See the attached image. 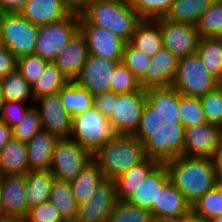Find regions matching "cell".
I'll return each instance as SVG.
<instances>
[{
  "label": "cell",
  "mask_w": 222,
  "mask_h": 222,
  "mask_svg": "<svg viewBox=\"0 0 222 222\" xmlns=\"http://www.w3.org/2000/svg\"><path fill=\"white\" fill-rule=\"evenodd\" d=\"M191 211V204L168 179L158 190L157 204L150 210L154 221L177 218Z\"/></svg>",
  "instance_id": "19"
},
{
  "label": "cell",
  "mask_w": 222,
  "mask_h": 222,
  "mask_svg": "<svg viewBox=\"0 0 222 222\" xmlns=\"http://www.w3.org/2000/svg\"><path fill=\"white\" fill-rule=\"evenodd\" d=\"M179 105L180 93L172 86L146 90V103L133 136L144 143L147 157L159 163L182 156L185 128Z\"/></svg>",
  "instance_id": "1"
},
{
  "label": "cell",
  "mask_w": 222,
  "mask_h": 222,
  "mask_svg": "<svg viewBox=\"0 0 222 222\" xmlns=\"http://www.w3.org/2000/svg\"><path fill=\"white\" fill-rule=\"evenodd\" d=\"M49 201L54 204L64 221L74 222L78 203L73 196L70 182L55 179L51 186Z\"/></svg>",
  "instance_id": "31"
},
{
  "label": "cell",
  "mask_w": 222,
  "mask_h": 222,
  "mask_svg": "<svg viewBox=\"0 0 222 222\" xmlns=\"http://www.w3.org/2000/svg\"><path fill=\"white\" fill-rule=\"evenodd\" d=\"M80 14L71 12L66 18L39 26L34 54L53 62L79 30Z\"/></svg>",
  "instance_id": "8"
},
{
  "label": "cell",
  "mask_w": 222,
  "mask_h": 222,
  "mask_svg": "<svg viewBox=\"0 0 222 222\" xmlns=\"http://www.w3.org/2000/svg\"><path fill=\"white\" fill-rule=\"evenodd\" d=\"M12 138V128L0 120V151Z\"/></svg>",
  "instance_id": "50"
},
{
  "label": "cell",
  "mask_w": 222,
  "mask_h": 222,
  "mask_svg": "<svg viewBox=\"0 0 222 222\" xmlns=\"http://www.w3.org/2000/svg\"><path fill=\"white\" fill-rule=\"evenodd\" d=\"M26 200L29 209L49 201L55 177L50 170H29L25 174Z\"/></svg>",
  "instance_id": "26"
},
{
  "label": "cell",
  "mask_w": 222,
  "mask_h": 222,
  "mask_svg": "<svg viewBox=\"0 0 222 222\" xmlns=\"http://www.w3.org/2000/svg\"><path fill=\"white\" fill-rule=\"evenodd\" d=\"M58 140L56 135L42 129L27 142L29 170H50Z\"/></svg>",
  "instance_id": "23"
},
{
  "label": "cell",
  "mask_w": 222,
  "mask_h": 222,
  "mask_svg": "<svg viewBox=\"0 0 222 222\" xmlns=\"http://www.w3.org/2000/svg\"><path fill=\"white\" fill-rule=\"evenodd\" d=\"M210 159L215 170L217 181L219 184H222V138Z\"/></svg>",
  "instance_id": "48"
},
{
  "label": "cell",
  "mask_w": 222,
  "mask_h": 222,
  "mask_svg": "<svg viewBox=\"0 0 222 222\" xmlns=\"http://www.w3.org/2000/svg\"><path fill=\"white\" fill-rule=\"evenodd\" d=\"M146 158L144 143L133 135H115L93 154V160L108 180H115Z\"/></svg>",
  "instance_id": "5"
},
{
  "label": "cell",
  "mask_w": 222,
  "mask_h": 222,
  "mask_svg": "<svg viewBox=\"0 0 222 222\" xmlns=\"http://www.w3.org/2000/svg\"><path fill=\"white\" fill-rule=\"evenodd\" d=\"M25 105L26 103L24 104L23 102L5 101L0 114V120L5 122L11 128L17 124H20L28 109L34 104H29L28 106Z\"/></svg>",
  "instance_id": "46"
},
{
  "label": "cell",
  "mask_w": 222,
  "mask_h": 222,
  "mask_svg": "<svg viewBox=\"0 0 222 222\" xmlns=\"http://www.w3.org/2000/svg\"><path fill=\"white\" fill-rule=\"evenodd\" d=\"M18 59L4 45L0 46V79L17 70Z\"/></svg>",
  "instance_id": "47"
},
{
  "label": "cell",
  "mask_w": 222,
  "mask_h": 222,
  "mask_svg": "<svg viewBox=\"0 0 222 222\" xmlns=\"http://www.w3.org/2000/svg\"><path fill=\"white\" fill-rule=\"evenodd\" d=\"M95 0H65L66 5L72 12L81 13L87 6Z\"/></svg>",
  "instance_id": "51"
},
{
  "label": "cell",
  "mask_w": 222,
  "mask_h": 222,
  "mask_svg": "<svg viewBox=\"0 0 222 222\" xmlns=\"http://www.w3.org/2000/svg\"><path fill=\"white\" fill-rule=\"evenodd\" d=\"M175 0H129L131 7L141 19L165 17Z\"/></svg>",
  "instance_id": "41"
},
{
  "label": "cell",
  "mask_w": 222,
  "mask_h": 222,
  "mask_svg": "<svg viewBox=\"0 0 222 222\" xmlns=\"http://www.w3.org/2000/svg\"><path fill=\"white\" fill-rule=\"evenodd\" d=\"M26 222H66L62 219L57 208L50 201L29 209Z\"/></svg>",
  "instance_id": "45"
},
{
  "label": "cell",
  "mask_w": 222,
  "mask_h": 222,
  "mask_svg": "<svg viewBox=\"0 0 222 222\" xmlns=\"http://www.w3.org/2000/svg\"><path fill=\"white\" fill-rule=\"evenodd\" d=\"M197 54L206 70L222 81V49L214 37H200Z\"/></svg>",
  "instance_id": "34"
},
{
  "label": "cell",
  "mask_w": 222,
  "mask_h": 222,
  "mask_svg": "<svg viewBox=\"0 0 222 222\" xmlns=\"http://www.w3.org/2000/svg\"><path fill=\"white\" fill-rule=\"evenodd\" d=\"M155 222H182V216L177 218L160 219Z\"/></svg>",
  "instance_id": "54"
},
{
  "label": "cell",
  "mask_w": 222,
  "mask_h": 222,
  "mask_svg": "<svg viewBox=\"0 0 222 222\" xmlns=\"http://www.w3.org/2000/svg\"><path fill=\"white\" fill-rule=\"evenodd\" d=\"M216 0H175L166 20L196 25L200 17L210 8Z\"/></svg>",
  "instance_id": "28"
},
{
  "label": "cell",
  "mask_w": 222,
  "mask_h": 222,
  "mask_svg": "<svg viewBox=\"0 0 222 222\" xmlns=\"http://www.w3.org/2000/svg\"><path fill=\"white\" fill-rule=\"evenodd\" d=\"M142 90L138 78L122 63H117L111 80V92L129 94Z\"/></svg>",
  "instance_id": "38"
},
{
  "label": "cell",
  "mask_w": 222,
  "mask_h": 222,
  "mask_svg": "<svg viewBox=\"0 0 222 222\" xmlns=\"http://www.w3.org/2000/svg\"><path fill=\"white\" fill-rule=\"evenodd\" d=\"M218 83L219 81L206 70L197 52L179 58L172 87L182 95L202 97L215 90Z\"/></svg>",
  "instance_id": "7"
},
{
  "label": "cell",
  "mask_w": 222,
  "mask_h": 222,
  "mask_svg": "<svg viewBox=\"0 0 222 222\" xmlns=\"http://www.w3.org/2000/svg\"><path fill=\"white\" fill-rule=\"evenodd\" d=\"M200 102L209 123L222 128V92L217 87L200 97Z\"/></svg>",
  "instance_id": "44"
},
{
  "label": "cell",
  "mask_w": 222,
  "mask_h": 222,
  "mask_svg": "<svg viewBox=\"0 0 222 222\" xmlns=\"http://www.w3.org/2000/svg\"><path fill=\"white\" fill-rule=\"evenodd\" d=\"M39 26L20 13H4L1 18V42L18 59L34 54Z\"/></svg>",
  "instance_id": "9"
},
{
  "label": "cell",
  "mask_w": 222,
  "mask_h": 222,
  "mask_svg": "<svg viewBox=\"0 0 222 222\" xmlns=\"http://www.w3.org/2000/svg\"><path fill=\"white\" fill-rule=\"evenodd\" d=\"M115 135L109 119L92 107L73 117L69 138L94 154Z\"/></svg>",
  "instance_id": "6"
},
{
  "label": "cell",
  "mask_w": 222,
  "mask_h": 222,
  "mask_svg": "<svg viewBox=\"0 0 222 222\" xmlns=\"http://www.w3.org/2000/svg\"><path fill=\"white\" fill-rule=\"evenodd\" d=\"M47 63L48 61L39 55L30 54L18 58L17 69L24 79L32 85L41 77Z\"/></svg>",
  "instance_id": "43"
},
{
  "label": "cell",
  "mask_w": 222,
  "mask_h": 222,
  "mask_svg": "<svg viewBox=\"0 0 222 222\" xmlns=\"http://www.w3.org/2000/svg\"><path fill=\"white\" fill-rule=\"evenodd\" d=\"M151 57L134 48L129 42L125 44L122 63L140 80L150 67Z\"/></svg>",
  "instance_id": "42"
},
{
  "label": "cell",
  "mask_w": 222,
  "mask_h": 222,
  "mask_svg": "<svg viewBox=\"0 0 222 222\" xmlns=\"http://www.w3.org/2000/svg\"><path fill=\"white\" fill-rule=\"evenodd\" d=\"M28 171L27 143L12 138L0 151V175H25Z\"/></svg>",
  "instance_id": "25"
},
{
  "label": "cell",
  "mask_w": 222,
  "mask_h": 222,
  "mask_svg": "<svg viewBox=\"0 0 222 222\" xmlns=\"http://www.w3.org/2000/svg\"><path fill=\"white\" fill-rule=\"evenodd\" d=\"M221 138L222 128L209 122L186 127L182 156L210 159Z\"/></svg>",
  "instance_id": "15"
},
{
  "label": "cell",
  "mask_w": 222,
  "mask_h": 222,
  "mask_svg": "<svg viewBox=\"0 0 222 222\" xmlns=\"http://www.w3.org/2000/svg\"><path fill=\"white\" fill-rule=\"evenodd\" d=\"M88 55L85 38L78 30L53 62L69 81H75L80 75Z\"/></svg>",
  "instance_id": "20"
},
{
  "label": "cell",
  "mask_w": 222,
  "mask_h": 222,
  "mask_svg": "<svg viewBox=\"0 0 222 222\" xmlns=\"http://www.w3.org/2000/svg\"><path fill=\"white\" fill-rule=\"evenodd\" d=\"M2 13L0 12V46L2 45V42H1V18H2Z\"/></svg>",
  "instance_id": "58"
},
{
  "label": "cell",
  "mask_w": 222,
  "mask_h": 222,
  "mask_svg": "<svg viewBox=\"0 0 222 222\" xmlns=\"http://www.w3.org/2000/svg\"><path fill=\"white\" fill-rule=\"evenodd\" d=\"M27 0H0V12L20 13L25 7Z\"/></svg>",
  "instance_id": "49"
},
{
  "label": "cell",
  "mask_w": 222,
  "mask_h": 222,
  "mask_svg": "<svg viewBox=\"0 0 222 222\" xmlns=\"http://www.w3.org/2000/svg\"><path fill=\"white\" fill-rule=\"evenodd\" d=\"M25 175H0V213L26 218Z\"/></svg>",
  "instance_id": "17"
},
{
  "label": "cell",
  "mask_w": 222,
  "mask_h": 222,
  "mask_svg": "<svg viewBox=\"0 0 222 222\" xmlns=\"http://www.w3.org/2000/svg\"><path fill=\"white\" fill-rule=\"evenodd\" d=\"M162 45L178 58L197 52L200 35L196 25L160 18Z\"/></svg>",
  "instance_id": "12"
},
{
  "label": "cell",
  "mask_w": 222,
  "mask_h": 222,
  "mask_svg": "<svg viewBox=\"0 0 222 222\" xmlns=\"http://www.w3.org/2000/svg\"><path fill=\"white\" fill-rule=\"evenodd\" d=\"M182 222H207L201 216L195 214L192 210L182 216Z\"/></svg>",
  "instance_id": "52"
},
{
  "label": "cell",
  "mask_w": 222,
  "mask_h": 222,
  "mask_svg": "<svg viewBox=\"0 0 222 222\" xmlns=\"http://www.w3.org/2000/svg\"><path fill=\"white\" fill-rule=\"evenodd\" d=\"M93 160V154L70 138H60L54 147L50 171L55 179L73 181Z\"/></svg>",
  "instance_id": "10"
},
{
  "label": "cell",
  "mask_w": 222,
  "mask_h": 222,
  "mask_svg": "<svg viewBox=\"0 0 222 222\" xmlns=\"http://www.w3.org/2000/svg\"><path fill=\"white\" fill-rule=\"evenodd\" d=\"M210 222H222V215L212 219Z\"/></svg>",
  "instance_id": "57"
},
{
  "label": "cell",
  "mask_w": 222,
  "mask_h": 222,
  "mask_svg": "<svg viewBox=\"0 0 222 222\" xmlns=\"http://www.w3.org/2000/svg\"><path fill=\"white\" fill-rule=\"evenodd\" d=\"M179 58L162 48L151 57L150 67L139 80L142 89L171 87L176 77Z\"/></svg>",
  "instance_id": "18"
},
{
  "label": "cell",
  "mask_w": 222,
  "mask_h": 222,
  "mask_svg": "<svg viewBox=\"0 0 222 222\" xmlns=\"http://www.w3.org/2000/svg\"><path fill=\"white\" fill-rule=\"evenodd\" d=\"M4 103H5V99H4V96H3L1 88H0V114L3 109Z\"/></svg>",
  "instance_id": "56"
},
{
  "label": "cell",
  "mask_w": 222,
  "mask_h": 222,
  "mask_svg": "<svg viewBox=\"0 0 222 222\" xmlns=\"http://www.w3.org/2000/svg\"><path fill=\"white\" fill-rule=\"evenodd\" d=\"M218 88L221 90V92H222V81H220L219 83H218Z\"/></svg>",
  "instance_id": "59"
},
{
  "label": "cell",
  "mask_w": 222,
  "mask_h": 222,
  "mask_svg": "<svg viewBox=\"0 0 222 222\" xmlns=\"http://www.w3.org/2000/svg\"><path fill=\"white\" fill-rule=\"evenodd\" d=\"M129 43L148 57L163 48L160 18L142 19L135 28Z\"/></svg>",
  "instance_id": "24"
},
{
  "label": "cell",
  "mask_w": 222,
  "mask_h": 222,
  "mask_svg": "<svg viewBox=\"0 0 222 222\" xmlns=\"http://www.w3.org/2000/svg\"><path fill=\"white\" fill-rule=\"evenodd\" d=\"M117 201L114 180L105 179L89 200L78 204L74 222H109Z\"/></svg>",
  "instance_id": "11"
},
{
  "label": "cell",
  "mask_w": 222,
  "mask_h": 222,
  "mask_svg": "<svg viewBox=\"0 0 222 222\" xmlns=\"http://www.w3.org/2000/svg\"><path fill=\"white\" fill-rule=\"evenodd\" d=\"M71 12L65 0H27L20 14L32 24L41 26L62 20Z\"/></svg>",
  "instance_id": "22"
},
{
  "label": "cell",
  "mask_w": 222,
  "mask_h": 222,
  "mask_svg": "<svg viewBox=\"0 0 222 222\" xmlns=\"http://www.w3.org/2000/svg\"><path fill=\"white\" fill-rule=\"evenodd\" d=\"M79 31L85 38L89 55L122 62L126 42L112 31L97 26H86L80 19Z\"/></svg>",
  "instance_id": "14"
},
{
  "label": "cell",
  "mask_w": 222,
  "mask_h": 222,
  "mask_svg": "<svg viewBox=\"0 0 222 222\" xmlns=\"http://www.w3.org/2000/svg\"><path fill=\"white\" fill-rule=\"evenodd\" d=\"M0 222H26V218L0 213Z\"/></svg>",
  "instance_id": "53"
},
{
  "label": "cell",
  "mask_w": 222,
  "mask_h": 222,
  "mask_svg": "<svg viewBox=\"0 0 222 222\" xmlns=\"http://www.w3.org/2000/svg\"><path fill=\"white\" fill-rule=\"evenodd\" d=\"M191 210L207 222L222 215V184L218 183L201 196L191 205Z\"/></svg>",
  "instance_id": "35"
},
{
  "label": "cell",
  "mask_w": 222,
  "mask_h": 222,
  "mask_svg": "<svg viewBox=\"0 0 222 222\" xmlns=\"http://www.w3.org/2000/svg\"><path fill=\"white\" fill-rule=\"evenodd\" d=\"M146 103V90L129 94L105 92L94 96V107L106 116L116 135H133Z\"/></svg>",
  "instance_id": "3"
},
{
  "label": "cell",
  "mask_w": 222,
  "mask_h": 222,
  "mask_svg": "<svg viewBox=\"0 0 222 222\" xmlns=\"http://www.w3.org/2000/svg\"><path fill=\"white\" fill-rule=\"evenodd\" d=\"M179 114L184 128L208 122L200 102V97H189L180 93Z\"/></svg>",
  "instance_id": "36"
},
{
  "label": "cell",
  "mask_w": 222,
  "mask_h": 222,
  "mask_svg": "<svg viewBox=\"0 0 222 222\" xmlns=\"http://www.w3.org/2000/svg\"><path fill=\"white\" fill-rule=\"evenodd\" d=\"M80 20L86 26L108 29L128 43L142 19L129 0H95L80 13Z\"/></svg>",
  "instance_id": "4"
},
{
  "label": "cell",
  "mask_w": 222,
  "mask_h": 222,
  "mask_svg": "<svg viewBox=\"0 0 222 222\" xmlns=\"http://www.w3.org/2000/svg\"><path fill=\"white\" fill-rule=\"evenodd\" d=\"M105 180L98 164L92 160L80 174L70 182L73 196L78 204L89 200L97 187Z\"/></svg>",
  "instance_id": "29"
},
{
  "label": "cell",
  "mask_w": 222,
  "mask_h": 222,
  "mask_svg": "<svg viewBox=\"0 0 222 222\" xmlns=\"http://www.w3.org/2000/svg\"><path fill=\"white\" fill-rule=\"evenodd\" d=\"M168 179L169 174L165 163H158L126 201L136 207L151 210L153 204H157L158 190Z\"/></svg>",
  "instance_id": "21"
},
{
  "label": "cell",
  "mask_w": 222,
  "mask_h": 222,
  "mask_svg": "<svg viewBox=\"0 0 222 222\" xmlns=\"http://www.w3.org/2000/svg\"><path fill=\"white\" fill-rule=\"evenodd\" d=\"M165 165L170 181L191 205L218 184L209 158L180 156Z\"/></svg>",
  "instance_id": "2"
},
{
  "label": "cell",
  "mask_w": 222,
  "mask_h": 222,
  "mask_svg": "<svg viewBox=\"0 0 222 222\" xmlns=\"http://www.w3.org/2000/svg\"><path fill=\"white\" fill-rule=\"evenodd\" d=\"M70 82L54 62H48L41 77L31 85L34 99L58 93Z\"/></svg>",
  "instance_id": "33"
},
{
  "label": "cell",
  "mask_w": 222,
  "mask_h": 222,
  "mask_svg": "<svg viewBox=\"0 0 222 222\" xmlns=\"http://www.w3.org/2000/svg\"><path fill=\"white\" fill-rule=\"evenodd\" d=\"M35 102L33 104L40 114L43 130L56 135L59 139L69 138L73 117L64 109L60 93L41 96L35 99Z\"/></svg>",
  "instance_id": "13"
},
{
  "label": "cell",
  "mask_w": 222,
  "mask_h": 222,
  "mask_svg": "<svg viewBox=\"0 0 222 222\" xmlns=\"http://www.w3.org/2000/svg\"><path fill=\"white\" fill-rule=\"evenodd\" d=\"M117 61L88 55L75 82L93 96L111 91V80Z\"/></svg>",
  "instance_id": "16"
},
{
  "label": "cell",
  "mask_w": 222,
  "mask_h": 222,
  "mask_svg": "<svg viewBox=\"0 0 222 222\" xmlns=\"http://www.w3.org/2000/svg\"><path fill=\"white\" fill-rule=\"evenodd\" d=\"M159 162L147 157L143 162L131 167L114 182L119 201H126L135 191L138 184L151 172Z\"/></svg>",
  "instance_id": "27"
},
{
  "label": "cell",
  "mask_w": 222,
  "mask_h": 222,
  "mask_svg": "<svg viewBox=\"0 0 222 222\" xmlns=\"http://www.w3.org/2000/svg\"><path fill=\"white\" fill-rule=\"evenodd\" d=\"M59 93L64 109L72 117L94 107V96L87 89L80 87L75 81L68 82Z\"/></svg>",
  "instance_id": "30"
},
{
  "label": "cell",
  "mask_w": 222,
  "mask_h": 222,
  "mask_svg": "<svg viewBox=\"0 0 222 222\" xmlns=\"http://www.w3.org/2000/svg\"><path fill=\"white\" fill-rule=\"evenodd\" d=\"M109 222H154L150 210L136 207L127 201H117Z\"/></svg>",
  "instance_id": "39"
},
{
  "label": "cell",
  "mask_w": 222,
  "mask_h": 222,
  "mask_svg": "<svg viewBox=\"0 0 222 222\" xmlns=\"http://www.w3.org/2000/svg\"><path fill=\"white\" fill-rule=\"evenodd\" d=\"M42 129L40 114L33 105L24 115L22 122L12 127V137L27 143Z\"/></svg>",
  "instance_id": "40"
},
{
  "label": "cell",
  "mask_w": 222,
  "mask_h": 222,
  "mask_svg": "<svg viewBox=\"0 0 222 222\" xmlns=\"http://www.w3.org/2000/svg\"><path fill=\"white\" fill-rule=\"evenodd\" d=\"M200 37L222 33V0H216L196 24Z\"/></svg>",
  "instance_id": "37"
},
{
  "label": "cell",
  "mask_w": 222,
  "mask_h": 222,
  "mask_svg": "<svg viewBox=\"0 0 222 222\" xmlns=\"http://www.w3.org/2000/svg\"><path fill=\"white\" fill-rule=\"evenodd\" d=\"M214 39L218 42L219 46L222 49V33H218L214 36Z\"/></svg>",
  "instance_id": "55"
},
{
  "label": "cell",
  "mask_w": 222,
  "mask_h": 222,
  "mask_svg": "<svg viewBox=\"0 0 222 222\" xmlns=\"http://www.w3.org/2000/svg\"><path fill=\"white\" fill-rule=\"evenodd\" d=\"M0 88L5 101L27 103L29 100L31 101L30 104L35 103L31 85L24 79L18 69L0 79Z\"/></svg>",
  "instance_id": "32"
}]
</instances>
